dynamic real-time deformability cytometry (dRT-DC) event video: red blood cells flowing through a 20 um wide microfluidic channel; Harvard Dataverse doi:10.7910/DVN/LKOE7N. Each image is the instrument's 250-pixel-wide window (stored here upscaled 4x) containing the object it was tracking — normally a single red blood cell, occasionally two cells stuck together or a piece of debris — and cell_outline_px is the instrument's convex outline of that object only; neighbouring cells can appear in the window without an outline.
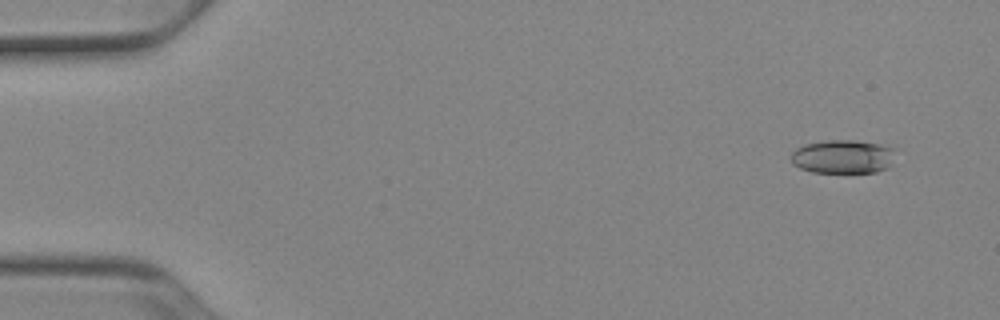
{"species": "Egyptian fruit bat (a non-hibernating species)", "species_latin": "Rousettus aegyptiacus", "temperature_condition": "cold", "stored_images_in_passage": 51, "camera_frame_rate_fps": 3000, "um_per_image_px": 0.085, "animal": {"sex": "female"}, "frame": {"image": 1, "passage_image": 4, "time_ms": 1.0, "image_size_px": [1000, 320], "cell_outline_px": [[896, 148], [888, 168], [876, 172], [812, 172], [800, 168], [792, 164], [792, 152], [796, 148], [804, 144], [828, 140], [852, 140], [880, 144]], "centroid_in_image_um": [71.64, 13.31], "position_along_channel_um": 13.4, "area_um2": 20.46}}
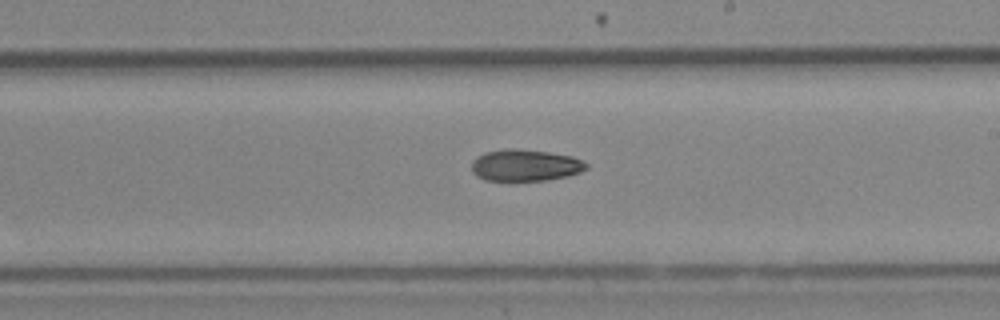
{"frame": {"image": 2, "passage_image": 31, "time_ms": 10.0, "image_size_px": [1000, 320], "cell_outline_px": [[588, 168], [580, 172], [568, 176], [548, 180], [484, 180], [476, 176], [472, 172], [472, 160], [476, 156], [484, 152], [508, 148], [512, 148], [548, 152], [572, 156], [588, 164]], "centroid_in_image_um": [44.62, 14.04], "position_along_channel_um": 244.4, "area_um2": 21.21}}
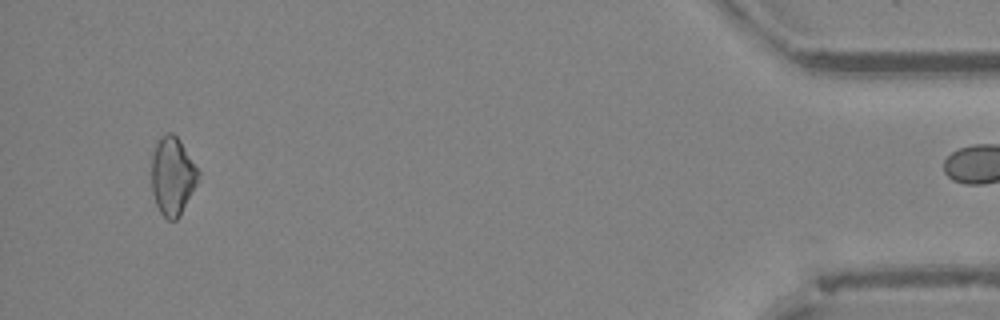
{"frame": {"image": 3, "passage_image": 50, "time_ms": 16.333, "image_size_px": [1000, 320], "cell_outline_px": [[200, 180], [180, 216], [176, 220], [168, 220], [160, 212], [156, 204], [152, 192], [152, 156], [156, 144], [160, 136], [164, 132], [172, 132], [180, 140], [200, 172]], "centroid_in_image_um": [14.69, 14.96], "position_along_channel_um": 420.5, "area_um2": 21.56}}